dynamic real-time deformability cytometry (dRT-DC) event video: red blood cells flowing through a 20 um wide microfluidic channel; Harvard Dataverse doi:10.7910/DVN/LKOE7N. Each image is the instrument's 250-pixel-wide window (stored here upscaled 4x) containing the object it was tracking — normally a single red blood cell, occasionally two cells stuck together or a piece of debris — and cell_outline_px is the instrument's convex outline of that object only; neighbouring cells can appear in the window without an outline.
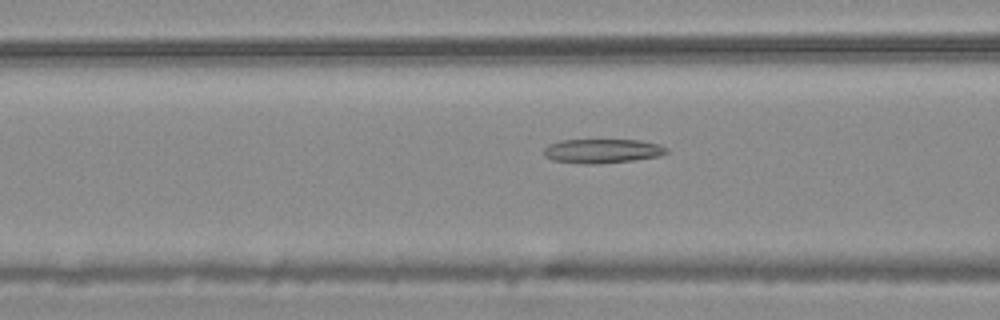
{"species": "common noctule bat (a hibernating species)", "species_latin": "Nyctalus noctula", "temperature_condition": "warm", "stored_images_in_passage": 54, "camera_frame_rate_fps": 3000, "um_per_image_px": 0.085, "animal": {"sex": "male", "body_mass_g": 20.4}, "frame": {"image": 1, "passage_image": 21, "time_ms": 6.667, "image_size_px": [1000, 320], "cell_outline_px": [[668, 152], [660, 156], [632, 160], [596, 164], [584, 164], [552, 160], [544, 156], [544, 148], [548, 144], [560, 140], [640, 140], [660, 144], [668, 148]], "centroid_in_image_um": [51.19, 12.83], "position_along_channel_um": 115.4, "area_um2": 17.4}}
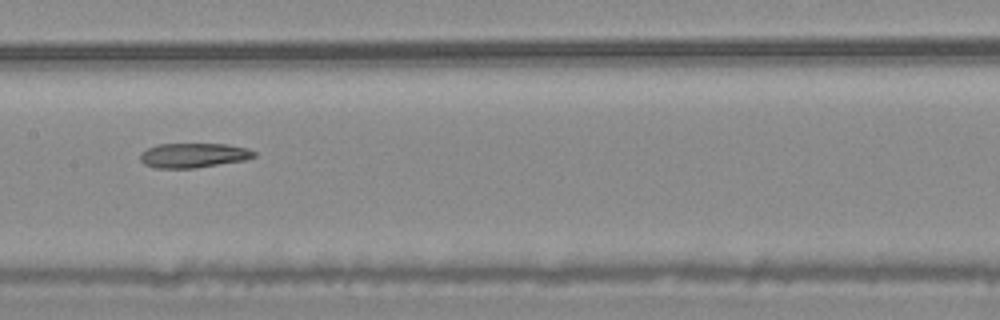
{"frame": {"image": 2, "passage_image": 27, "time_ms": 8.667, "image_size_px": [1000, 320], "cell_outline_px": [[256, 156], [244, 160], [196, 168], [156, 168], [144, 164], [140, 160], [140, 156], [148, 148], [156, 144], [228, 144], [248, 148], [256, 152]], "centroid_in_image_um": [16.47, 13.2], "position_along_channel_um": 190.9, "area_um2": 16.3}}
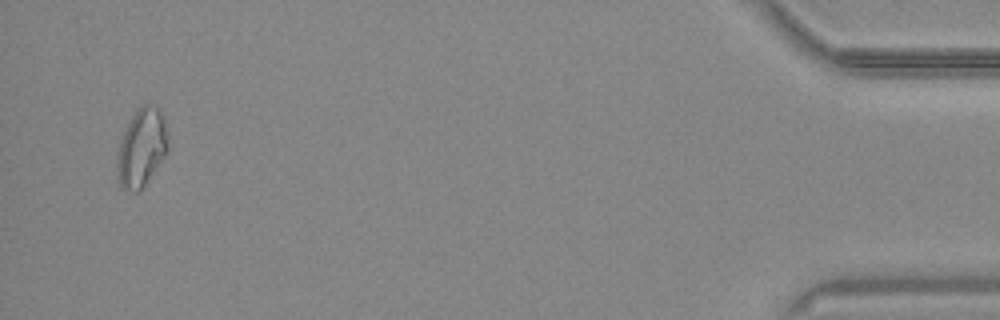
{"frame": {"image": 3, "passage_image": 52, "time_ms": 17.0, "image_size_px": [1000, 320], "cell_outline_px": [[168, 148], [164, 156], [140, 192], [132, 192], [120, 188], [116, 168], [116, 156], [120, 140], [136, 108], [144, 100], [156, 108], [164, 116], [168, 140]], "centroid_in_image_um": [12.01, 12.55], "position_along_channel_um": 423.2, "area_um2": 23.47}}